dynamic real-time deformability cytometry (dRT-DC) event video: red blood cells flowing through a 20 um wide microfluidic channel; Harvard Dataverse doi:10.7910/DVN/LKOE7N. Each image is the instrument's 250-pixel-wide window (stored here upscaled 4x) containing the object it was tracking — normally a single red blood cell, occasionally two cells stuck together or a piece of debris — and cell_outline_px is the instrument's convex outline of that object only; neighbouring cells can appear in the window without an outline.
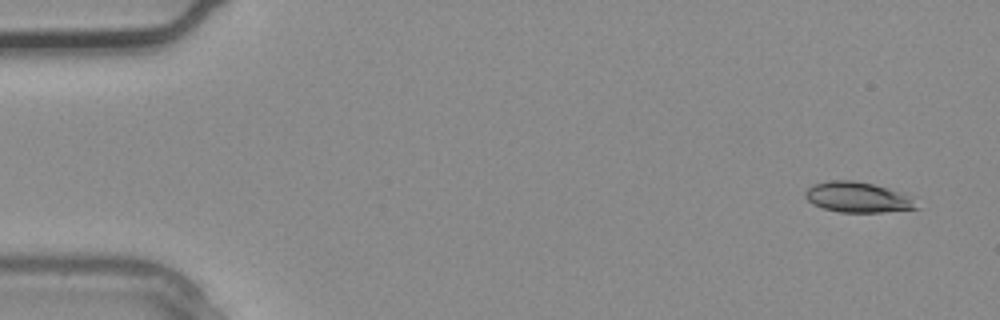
{"species": "common noctule bat (a hibernating species)", "species_latin": "Nyctalus noctula", "temperature_condition": "warm", "stored_images_in_passage": 4, "camera_frame_rate_fps": 3000, "um_per_image_px": 0.085, "animal": {"sex": "male", "body_mass_g": 20.4}, "frame": {"image": 1, "passage_image": 1, "time_ms": 0.0, "image_size_px": [1000, 320], "cell_outline_px": [[920, 208], [880, 212], [840, 212], [824, 208], [812, 204], [804, 196], [804, 192], [812, 184], [828, 180], [852, 180], [872, 184], [912, 196]], "centroid_in_image_um": [72.88, 16.76], "position_along_channel_um": 12.1, "area_um2": 19.65}}